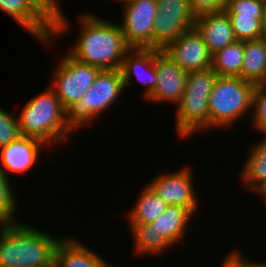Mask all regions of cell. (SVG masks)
<instances>
[{
	"label": "cell",
	"instance_id": "484cf974",
	"mask_svg": "<svg viewBox=\"0 0 266 267\" xmlns=\"http://www.w3.org/2000/svg\"><path fill=\"white\" fill-rule=\"evenodd\" d=\"M21 136L17 115L0 107V148Z\"/></svg>",
	"mask_w": 266,
	"mask_h": 267
},
{
	"label": "cell",
	"instance_id": "83f0119b",
	"mask_svg": "<svg viewBox=\"0 0 266 267\" xmlns=\"http://www.w3.org/2000/svg\"><path fill=\"white\" fill-rule=\"evenodd\" d=\"M45 4L50 11V13L54 16V28L52 40L56 41L58 36L59 38L63 36V32H68L71 28V22L67 19V16L61 10L59 6L60 2L58 0H44ZM56 39V40H55Z\"/></svg>",
	"mask_w": 266,
	"mask_h": 267
},
{
	"label": "cell",
	"instance_id": "1f68e13d",
	"mask_svg": "<svg viewBox=\"0 0 266 267\" xmlns=\"http://www.w3.org/2000/svg\"><path fill=\"white\" fill-rule=\"evenodd\" d=\"M251 124L255 130L260 131L264 134V137H261V140L266 141V119H252Z\"/></svg>",
	"mask_w": 266,
	"mask_h": 267
},
{
	"label": "cell",
	"instance_id": "f1b7e54d",
	"mask_svg": "<svg viewBox=\"0 0 266 267\" xmlns=\"http://www.w3.org/2000/svg\"><path fill=\"white\" fill-rule=\"evenodd\" d=\"M228 0H189L192 14L195 17L224 11Z\"/></svg>",
	"mask_w": 266,
	"mask_h": 267
},
{
	"label": "cell",
	"instance_id": "ac0fdd59",
	"mask_svg": "<svg viewBox=\"0 0 266 267\" xmlns=\"http://www.w3.org/2000/svg\"><path fill=\"white\" fill-rule=\"evenodd\" d=\"M249 149L239 176L245 189L258 195L266 187V141L260 139Z\"/></svg>",
	"mask_w": 266,
	"mask_h": 267
},
{
	"label": "cell",
	"instance_id": "2e32d148",
	"mask_svg": "<svg viewBox=\"0 0 266 267\" xmlns=\"http://www.w3.org/2000/svg\"><path fill=\"white\" fill-rule=\"evenodd\" d=\"M95 250L74 236H65L57 246L54 267H114Z\"/></svg>",
	"mask_w": 266,
	"mask_h": 267
},
{
	"label": "cell",
	"instance_id": "4316f807",
	"mask_svg": "<svg viewBox=\"0 0 266 267\" xmlns=\"http://www.w3.org/2000/svg\"><path fill=\"white\" fill-rule=\"evenodd\" d=\"M224 11L240 16H263L262 0H228Z\"/></svg>",
	"mask_w": 266,
	"mask_h": 267
},
{
	"label": "cell",
	"instance_id": "9c48e42d",
	"mask_svg": "<svg viewBox=\"0 0 266 267\" xmlns=\"http://www.w3.org/2000/svg\"><path fill=\"white\" fill-rule=\"evenodd\" d=\"M121 9L119 23L130 48L153 49V30L157 15V0H131Z\"/></svg>",
	"mask_w": 266,
	"mask_h": 267
},
{
	"label": "cell",
	"instance_id": "8fae6325",
	"mask_svg": "<svg viewBox=\"0 0 266 267\" xmlns=\"http://www.w3.org/2000/svg\"><path fill=\"white\" fill-rule=\"evenodd\" d=\"M182 166L174 172H164L155 175L148 185L168 204V206H182L188 208L194 215L197 213L201 201L197 199L194 186L193 169Z\"/></svg>",
	"mask_w": 266,
	"mask_h": 267
},
{
	"label": "cell",
	"instance_id": "7402d4cb",
	"mask_svg": "<svg viewBox=\"0 0 266 267\" xmlns=\"http://www.w3.org/2000/svg\"><path fill=\"white\" fill-rule=\"evenodd\" d=\"M240 77L257 86L266 85V53L260 39L244 41Z\"/></svg>",
	"mask_w": 266,
	"mask_h": 267
},
{
	"label": "cell",
	"instance_id": "8992f818",
	"mask_svg": "<svg viewBox=\"0 0 266 267\" xmlns=\"http://www.w3.org/2000/svg\"><path fill=\"white\" fill-rule=\"evenodd\" d=\"M124 91L120 69L101 70L82 99L66 111L68 128L74 133L80 127L91 125L113 107Z\"/></svg>",
	"mask_w": 266,
	"mask_h": 267
},
{
	"label": "cell",
	"instance_id": "d6986e66",
	"mask_svg": "<svg viewBox=\"0 0 266 267\" xmlns=\"http://www.w3.org/2000/svg\"><path fill=\"white\" fill-rule=\"evenodd\" d=\"M194 214L182 206H168L167 209L151 224L174 246L184 243V237L188 233V225ZM181 241V242H180Z\"/></svg>",
	"mask_w": 266,
	"mask_h": 267
},
{
	"label": "cell",
	"instance_id": "ffe728a7",
	"mask_svg": "<svg viewBox=\"0 0 266 267\" xmlns=\"http://www.w3.org/2000/svg\"><path fill=\"white\" fill-rule=\"evenodd\" d=\"M128 228L133 235V251L137 255H162L166 250L171 249L172 245L151 223H128Z\"/></svg>",
	"mask_w": 266,
	"mask_h": 267
},
{
	"label": "cell",
	"instance_id": "5b68a950",
	"mask_svg": "<svg viewBox=\"0 0 266 267\" xmlns=\"http://www.w3.org/2000/svg\"><path fill=\"white\" fill-rule=\"evenodd\" d=\"M217 76L212 68L188 73L185 91L174 113V128L182 139L209 129V96Z\"/></svg>",
	"mask_w": 266,
	"mask_h": 267
},
{
	"label": "cell",
	"instance_id": "836d02e7",
	"mask_svg": "<svg viewBox=\"0 0 266 267\" xmlns=\"http://www.w3.org/2000/svg\"><path fill=\"white\" fill-rule=\"evenodd\" d=\"M262 7H263V23L266 26V0H262Z\"/></svg>",
	"mask_w": 266,
	"mask_h": 267
},
{
	"label": "cell",
	"instance_id": "44dd1931",
	"mask_svg": "<svg viewBox=\"0 0 266 267\" xmlns=\"http://www.w3.org/2000/svg\"><path fill=\"white\" fill-rule=\"evenodd\" d=\"M141 189L137 201L127 211L125 216L128 220L127 223H152L168 207V204L148 184Z\"/></svg>",
	"mask_w": 266,
	"mask_h": 267
},
{
	"label": "cell",
	"instance_id": "e0dca14e",
	"mask_svg": "<svg viewBox=\"0 0 266 267\" xmlns=\"http://www.w3.org/2000/svg\"><path fill=\"white\" fill-rule=\"evenodd\" d=\"M213 55L237 41L228 14L225 11L196 17L195 26Z\"/></svg>",
	"mask_w": 266,
	"mask_h": 267
},
{
	"label": "cell",
	"instance_id": "d590c367",
	"mask_svg": "<svg viewBox=\"0 0 266 267\" xmlns=\"http://www.w3.org/2000/svg\"><path fill=\"white\" fill-rule=\"evenodd\" d=\"M112 1H117V2H120L121 1L120 3H123L124 4V3L128 2V1H131V0H112Z\"/></svg>",
	"mask_w": 266,
	"mask_h": 267
},
{
	"label": "cell",
	"instance_id": "7a4b0ae2",
	"mask_svg": "<svg viewBox=\"0 0 266 267\" xmlns=\"http://www.w3.org/2000/svg\"><path fill=\"white\" fill-rule=\"evenodd\" d=\"M21 221L0 224V267H54L63 237Z\"/></svg>",
	"mask_w": 266,
	"mask_h": 267
},
{
	"label": "cell",
	"instance_id": "4fadbf2b",
	"mask_svg": "<svg viewBox=\"0 0 266 267\" xmlns=\"http://www.w3.org/2000/svg\"><path fill=\"white\" fill-rule=\"evenodd\" d=\"M157 83L152 95L146 100L177 105L185 91L188 72L175 64L160 49H155Z\"/></svg>",
	"mask_w": 266,
	"mask_h": 267
},
{
	"label": "cell",
	"instance_id": "5bb4252c",
	"mask_svg": "<svg viewBox=\"0 0 266 267\" xmlns=\"http://www.w3.org/2000/svg\"><path fill=\"white\" fill-rule=\"evenodd\" d=\"M46 147L50 148L40 139L21 135L18 139L0 148V169L9 179H12L10 176L13 174L26 175L36 166L40 160L39 156L41 157L40 152Z\"/></svg>",
	"mask_w": 266,
	"mask_h": 267
},
{
	"label": "cell",
	"instance_id": "9a60e30c",
	"mask_svg": "<svg viewBox=\"0 0 266 267\" xmlns=\"http://www.w3.org/2000/svg\"><path fill=\"white\" fill-rule=\"evenodd\" d=\"M120 71L124 80L125 89L131 85L132 77L145 85L143 89L144 99L147 100L153 93L157 83V71L155 68V49L131 48L125 55Z\"/></svg>",
	"mask_w": 266,
	"mask_h": 267
},
{
	"label": "cell",
	"instance_id": "3957f363",
	"mask_svg": "<svg viewBox=\"0 0 266 267\" xmlns=\"http://www.w3.org/2000/svg\"><path fill=\"white\" fill-rule=\"evenodd\" d=\"M47 88L26 101L17 122L21 135L40 139L53 148L66 143L73 132L66 124V110L59 98Z\"/></svg>",
	"mask_w": 266,
	"mask_h": 267
},
{
	"label": "cell",
	"instance_id": "ba28073f",
	"mask_svg": "<svg viewBox=\"0 0 266 267\" xmlns=\"http://www.w3.org/2000/svg\"><path fill=\"white\" fill-rule=\"evenodd\" d=\"M0 10L43 45L53 44L54 16L44 0H0Z\"/></svg>",
	"mask_w": 266,
	"mask_h": 267
},
{
	"label": "cell",
	"instance_id": "603a6c76",
	"mask_svg": "<svg viewBox=\"0 0 266 267\" xmlns=\"http://www.w3.org/2000/svg\"><path fill=\"white\" fill-rule=\"evenodd\" d=\"M244 41H235L212 55V69L218 76L240 77Z\"/></svg>",
	"mask_w": 266,
	"mask_h": 267
},
{
	"label": "cell",
	"instance_id": "52a82bcc",
	"mask_svg": "<svg viewBox=\"0 0 266 267\" xmlns=\"http://www.w3.org/2000/svg\"><path fill=\"white\" fill-rule=\"evenodd\" d=\"M53 70L52 86L49 87L55 92L66 111L82 99L101 71L98 67L77 61L66 50Z\"/></svg>",
	"mask_w": 266,
	"mask_h": 267
},
{
	"label": "cell",
	"instance_id": "f546056e",
	"mask_svg": "<svg viewBox=\"0 0 266 267\" xmlns=\"http://www.w3.org/2000/svg\"><path fill=\"white\" fill-rule=\"evenodd\" d=\"M222 260L229 267H266V261L264 263L253 261L251 258L249 259L248 256H244L243 252L238 248L229 251Z\"/></svg>",
	"mask_w": 266,
	"mask_h": 267
},
{
	"label": "cell",
	"instance_id": "d4e9b609",
	"mask_svg": "<svg viewBox=\"0 0 266 267\" xmlns=\"http://www.w3.org/2000/svg\"><path fill=\"white\" fill-rule=\"evenodd\" d=\"M11 179L0 169V224L18 222V198ZM14 190H13V189Z\"/></svg>",
	"mask_w": 266,
	"mask_h": 267
},
{
	"label": "cell",
	"instance_id": "7c38bea8",
	"mask_svg": "<svg viewBox=\"0 0 266 267\" xmlns=\"http://www.w3.org/2000/svg\"><path fill=\"white\" fill-rule=\"evenodd\" d=\"M161 51L188 73L212 68V54L195 27L183 32Z\"/></svg>",
	"mask_w": 266,
	"mask_h": 267
},
{
	"label": "cell",
	"instance_id": "8d00e7d4",
	"mask_svg": "<svg viewBox=\"0 0 266 267\" xmlns=\"http://www.w3.org/2000/svg\"><path fill=\"white\" fill-rule=\"evenodd\" d=\"M219 267H229V266L224 261H222Z\"/></svg>",
	"mask_w": 266,
	"mask_h": 267
},
{
	"label": "cell",
	"instance_id": "4dcf8cb0",
	"mask_svg": "<svg viewBox=\"0 0 266 267\" xmlns=\"http://www.w3.org/2000/svg\"><path fill=\"white\" fill-rule=\"evenodd\" d=\"M251 119H266V85L257 86L253 96Z\"/></svg>",
	"mask_w": 266,
	"mask_h": 267
},
{
	"label": "cell",
	"instance_id": "277c9868",
	"mask_svg": "<svg viewBox=\"0 0 266 267\" xmlns=\"http://www.w3.org/2000/svg\"><path fill=\"white\" fill-rule=\"evenodd\" d=\"M256 87L241 77L217 76L209 96V130L231 129L252 113Z\"/></svg>",
	"mask_w": 266,
	"mask_h": 267
},
{
	"label": "cell",
	"instance_id": "cb8c5ba5",
	"mask_svg": "<svg viewBox=\"0 0 266 267\" xmlns=\"http://www.w3.org/2000/svg\"><path fill=\"white\" fill-rule=\"evenodd\" d=\"M228 17L235 37L239 41L259 39L264 31L263 16L228 14Z\"/></svg>",
	"mask_w": 266,
	"mask_h": 267
},
{
	"label": "cell",
	"instance_id": "30bf717a",
	"mask_svg": "<svg viewBox=\"0 0 266 267\" xmlns=\"http://www.w3.org/2000/svg\"><path fill=\"white\" fill-rule=\"evenodd\" d=\"M189 0H157L153 30V49L162 50L183 32L195 26Z\"/></svg>",
	"mask_w": 266,
	"mask_h": 267
},
{
	"label": "cell",
	"instance_id": "d6a6232c",
	"mask_svg": "<svg viewBox=\"0 0 266 267\" xmlns=\"http://www.w3.org/2000/svg\"><path fill=\"white\" fill-rule=\"evenodd\" d=\"M259 39L261 40V43L264 47V51L266 53V26L264 27V31Z\"/></svg>",
	"mask_w": 266,
	"mask_h": 267
},
{
	"label": "cell",
	"instance_id": "e575fe53",
	"mask_svg": "<svg viewBox=\"0 0 266 267\" xmlns=\"http://www.w3.org/2000/svg\"><path fill=\"white\" fill-rule=\"evenodd\" d=\"M259 195L262 197V198H265L263 201L266 200V187L259 193ZM266 203V201H265Z\"/></svg>",
	"mask_w": 266,
	"mask_h": 267
},
{
	"label": "cell",
	"instance_id": "6da1fadb",
	"mask_svg": "<svg viewBox=\"0 0 266 267\" xmlns=\"http://www.w3.org/2000/svg\"><path fill=\"white\" fill-rule=\"evenodd\" d=\"M77 18L79 36L66 52L77 61L101 70L120 69L131 48L119 23L101 18L92 11L81 13Z\"/></svg>",
	"mask_w": 266,
	"mask_h": 267
}]
</instances>
